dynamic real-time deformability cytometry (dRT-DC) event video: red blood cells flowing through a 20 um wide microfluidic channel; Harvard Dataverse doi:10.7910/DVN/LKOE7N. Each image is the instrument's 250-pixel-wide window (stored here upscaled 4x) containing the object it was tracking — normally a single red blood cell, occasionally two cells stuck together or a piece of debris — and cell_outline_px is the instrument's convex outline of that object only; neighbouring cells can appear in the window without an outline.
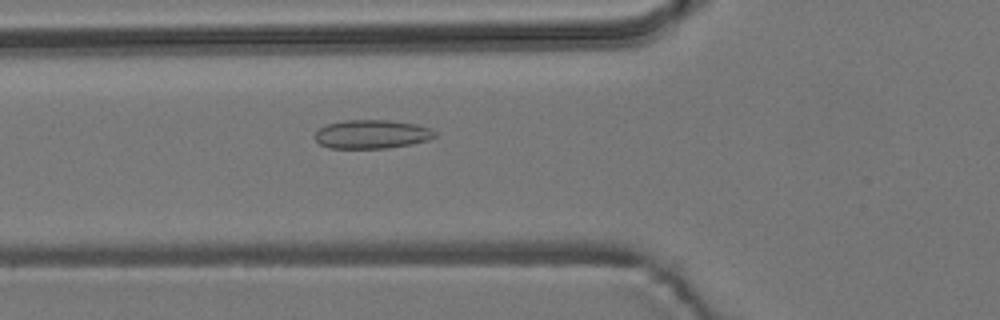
{"species": "common noctule bat (a hibernating species)", "species_latin": "Nyctalus noctula", "temperature_condition": "room temperature", "stored_images_in_passage": 2, "camera_frame_rate_fps": 3000, "um_per_image_px": 0.085, "animal": {"sex": "male", "body_mass_g": 19.2, "forearm_length_mm": 51.8}, "frame": {"image": 1, "passage_image": 2, "time_ms": 0.333, "image_size_px": [1000, 320], "cell_outline_px": [[436, 136], [428, 140], [412, 144], [388, 148], [328, 148], [320, 144], [312, 136], [320, 128], [328, 124], [344, 120], [388, 120], [416, 124], [432, 128], [436, 132]], "centroid_in_image_um": [31.61, 11.41], "position_along_channel_um": 94.2, "area_um2": 20.23}}